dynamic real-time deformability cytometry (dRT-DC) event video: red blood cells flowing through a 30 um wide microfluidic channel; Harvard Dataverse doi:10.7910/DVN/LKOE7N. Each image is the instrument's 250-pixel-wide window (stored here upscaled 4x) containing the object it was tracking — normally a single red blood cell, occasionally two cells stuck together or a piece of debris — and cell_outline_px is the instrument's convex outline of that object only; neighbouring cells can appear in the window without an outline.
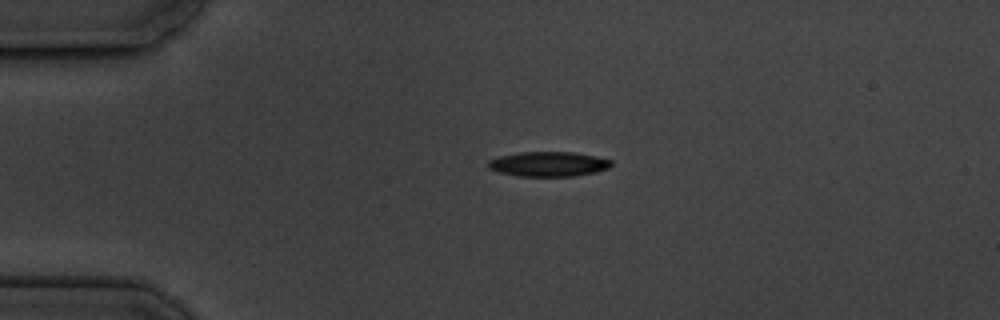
{"species": "common noctule bat (a hibernating species)", "species_latin": "Nyctalus noctula", "temperature_condition": "cold", "stored_images_in_passage": 2, "camera_frame_rate_fps": 3000, "um_per_image_px": 0.085, "animal": {"sex": "male", "body_mass_g": 19.5, "forearm_length_mm": 54.6}, "frame": {"image": 1, "passage_image": 1, "time_ms": 0.0, "image_size_px": [1000, 320], "cell_outline_px": [[612, 164], [608, 168], [596, 172], [572, 176], [516, 176], [500, 172], [488, 168], [488, 160], [500, 156], [520, 152], [572, 152], [596, 156], [612, 160]], "centroid_in_image_um": [46.62, 13.94], "position_along_channel_um": 38.4, "area_um2": 17.74}}